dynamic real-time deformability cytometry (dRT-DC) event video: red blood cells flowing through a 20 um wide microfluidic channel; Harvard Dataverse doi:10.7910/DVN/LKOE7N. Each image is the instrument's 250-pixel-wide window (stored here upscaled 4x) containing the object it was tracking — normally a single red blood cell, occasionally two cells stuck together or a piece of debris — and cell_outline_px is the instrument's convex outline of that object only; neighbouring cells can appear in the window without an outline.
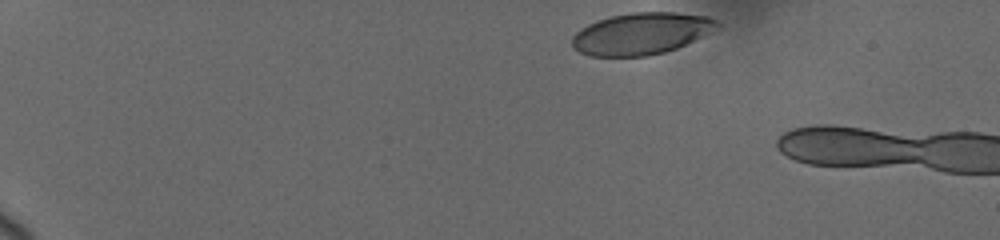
{"species": "human", "species_latin": "Homo sapiens", "temperature_condition": "cold", "stored_images_in_passage": 10, "camera_frame_rate_fps": 3000, "um_per_image_px": 0.085, "donor": {"sex": "female"}, "frame": {"image": 1, "passage_image": 1, "time_ms": 0.0, "image_size_px": [1000, 240], "cell_outline_px": [[720, 28], [676, 48], [664, 52], [648, 56], [588, 56], [572, 48], [572, 36], [576, 32], [588, 24], [612, 16], [632, 12], [676, 12], [708, 16], [716, 20], [720, 24]], "centroid_in_image_um": [54.52, 2.85], "position_along_channel_um": 30.5, "area_um2": 35.32}}